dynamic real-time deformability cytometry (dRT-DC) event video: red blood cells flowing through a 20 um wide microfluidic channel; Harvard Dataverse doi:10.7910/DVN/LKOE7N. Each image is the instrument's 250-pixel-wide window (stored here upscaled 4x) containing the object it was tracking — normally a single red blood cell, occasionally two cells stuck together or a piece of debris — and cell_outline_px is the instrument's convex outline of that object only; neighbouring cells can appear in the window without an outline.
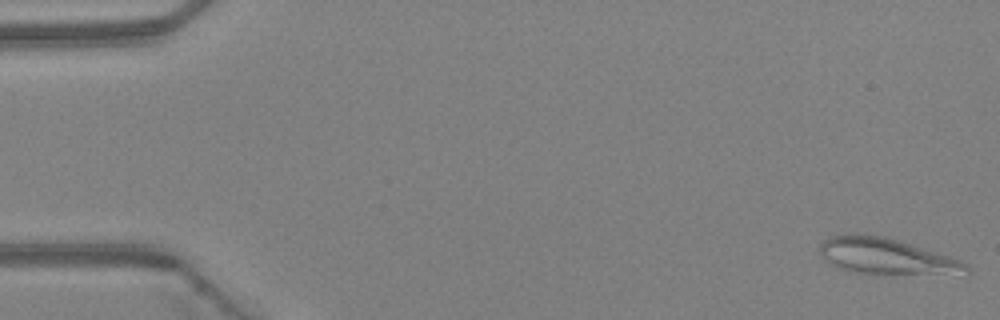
{"species": "Egyptian fruit bat (a non-hibernating species)", "species_latin": "Rousettus aegyptiacus", "temperature_condition": "warm", "stored_images_in_passage": 4, "camera_frame_rate_fps": 3000, "um_per_image_px": 0.085, "animal": {"sex": "female"}, "frame": {"image": 1, "passage_image": 1, "time_ms": 0.0, "image_size_px": [1000, 320], "cell_outline_px": [[972, 268], [968, 276], [856, 272], [840, 268], [832, 264], [820, 252], [820, 244], [824, 240], [832, 236], [864, 232], [884, 236], [948, 256], [960, 260], [968, 264]], "centroid_in_image_um": [75.47, 21.8], "position_along_channel_um": 9.5, "area_um2": 30.92}}